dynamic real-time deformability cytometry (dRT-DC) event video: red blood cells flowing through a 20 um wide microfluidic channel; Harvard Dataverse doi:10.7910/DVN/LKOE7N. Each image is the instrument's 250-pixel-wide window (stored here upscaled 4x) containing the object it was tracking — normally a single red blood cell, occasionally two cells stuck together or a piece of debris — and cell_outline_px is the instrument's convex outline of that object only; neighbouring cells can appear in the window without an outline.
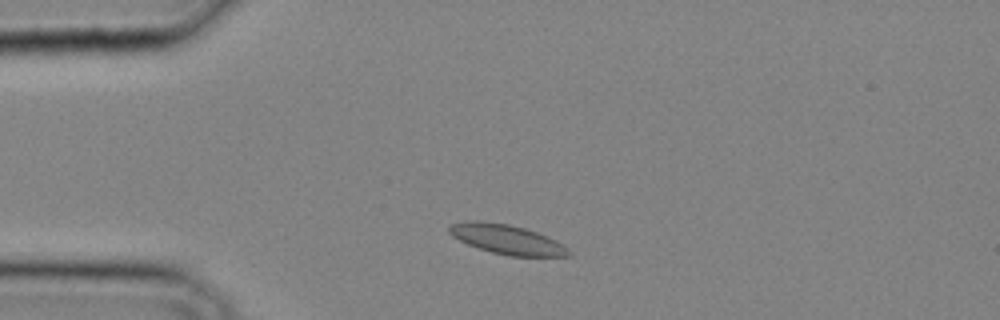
{"species": "common noctule bat (a hibernating species)", "species_latin": "Nyctalus noctula", "temperature_condition": "cold", "stored_images_in_passage": 31, "camera_frame_rate_fps": 3000, "um_per_image_px": 0.085, "animal": {"sex": "male", "body_mass_g": 20.4}, "frame": {"image": 1, "passage_image": 4, "time_ms": 1.0, "image_size_px": [1000, 320], "cell_outline_px": [[572, 256], [508, 256], [492, 252], [468, 244], [452, 236], [448, 232], [448, 224], [464, 220], [476, 220], [508, 224], [524, 228], [548, 236], [556, 240], [572, 252]], "centroid_in_image_um": [43.06, 20.33], "position_along_channel_um": 41.9, "area_um2": 20.63}}
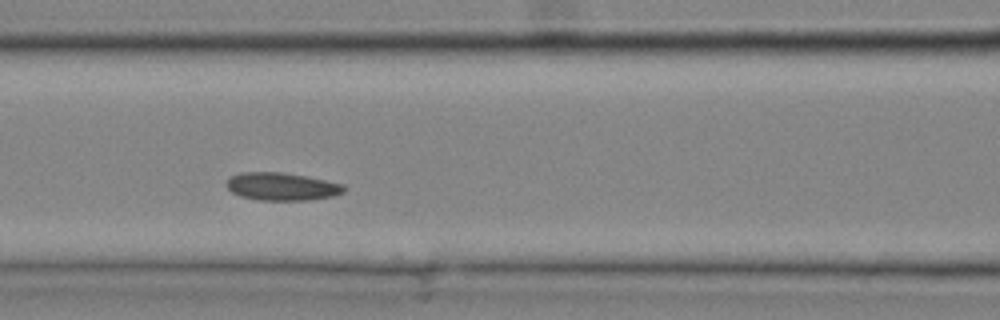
{"frame": {"image": 2, "passage_image": 11, "time_ms": 3.333, "image_size_px": [1000, 320], "cell_outline_px": [[344, 192], [332, 196], [308, 200], [260, 200], [240, 196], [232, 192], [228, 188], [228, 180], [232, 176], [240, 172], [284, 172], [344, 184]], "centroid_in_image_um": [23.95, 15.85], "position_along_channel_um": 142.6, "area_um2": 18.79}}
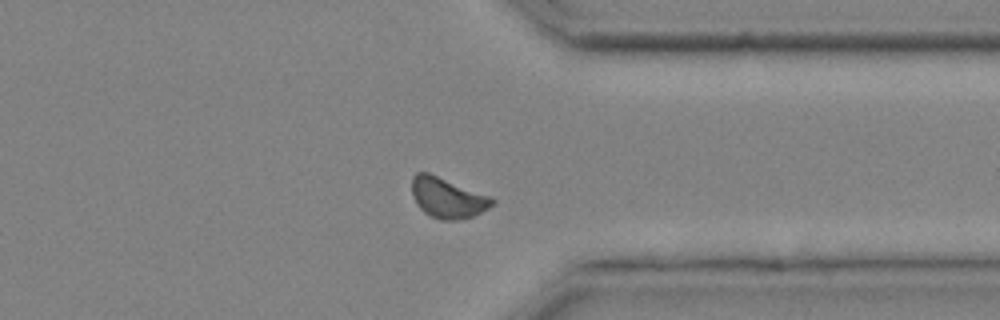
{"frame": {"image": 3, "passage_image": 24, "time_ms": 7.667, "image_size_px": [1000, 320], "cell_outline_px": [[496, 200], [488, 208], [472, 216], [456, 220], [440, 220], [424, 212], [416, 204], [412, 192], [412, 176], [416, 172], [428, 172], [492, 196]], "centroid_in_image_um": [38.04, 16.79], "position_along_channel_um": 373.4, "area_um2": 18.9}}